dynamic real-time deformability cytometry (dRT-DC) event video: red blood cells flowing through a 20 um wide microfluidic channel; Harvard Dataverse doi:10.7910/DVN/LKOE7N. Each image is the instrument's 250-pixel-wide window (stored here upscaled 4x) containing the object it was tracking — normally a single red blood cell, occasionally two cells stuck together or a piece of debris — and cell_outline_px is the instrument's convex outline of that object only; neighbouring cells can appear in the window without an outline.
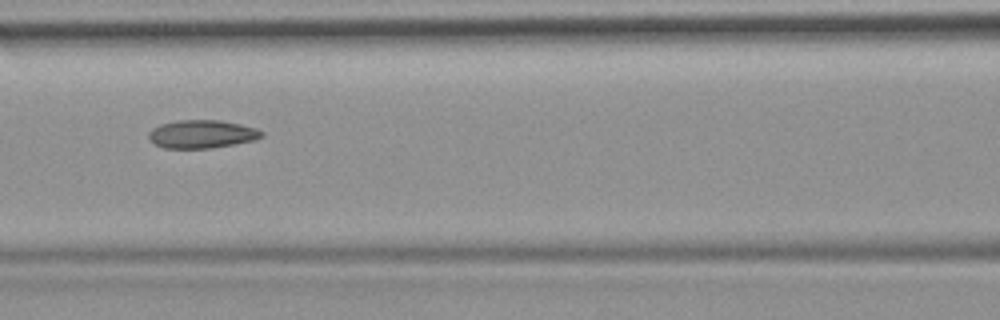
{"species": "common noctule bat (a hibernating species)", "species_latin": "Nyctalus noctula", "temperature_condition": "room temperature", "stored_images_in_passage": 54, "camera_frame_rate_fps": 3000, "um_per_image_px": 0.085, "animal": {"sex": "female", "body_mass_g": 19.9}, "frame": {"image": 1, "passage_image": 24, "time_ms": 7.667, "image_size_px": [1000, 320], "cell_outline_px": [[264, 136], [252, 140], [232, 144], [208, 148], [164, 148], [148, 140], [148, 132], [152, 128], [160, 124], [176, 120], [220, 120], [240, 124], [256, 128], [264, 132]], "centroid_in_image_um": [17.12, 11.38], "position_along_channel_um": 149.5, "area_um2": 18.5}, "authors_computed_cell_mechanics": {"area_um2": 18.5538, "velocity_mm_per_s": 3.8219, "shape_relaxation_time_tau1_ms": null, "shape_relaxation_time_tau2_ms": 4.6265, "deformation_change_tau1": null, "deformation_change_tau2": 0.1163}}